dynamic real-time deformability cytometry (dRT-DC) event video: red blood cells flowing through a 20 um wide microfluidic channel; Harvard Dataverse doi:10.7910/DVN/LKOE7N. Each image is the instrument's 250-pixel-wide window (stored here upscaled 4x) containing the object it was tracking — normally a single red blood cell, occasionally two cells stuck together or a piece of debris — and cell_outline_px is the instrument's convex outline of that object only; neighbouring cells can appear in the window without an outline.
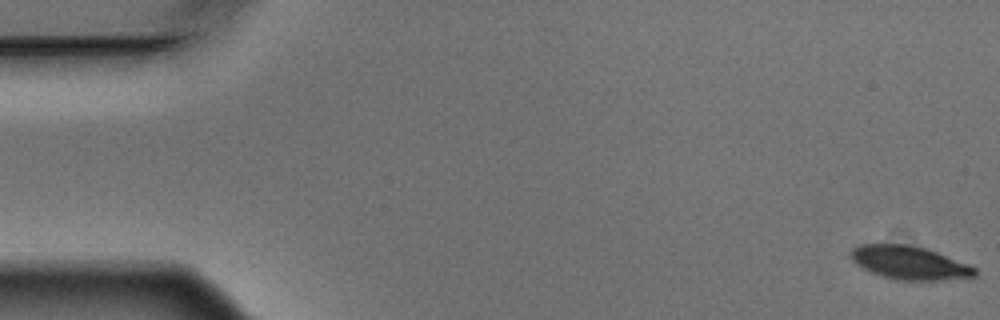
{"species": "Egyptian fruit bat (a non-hibernating species)", "species_latin": "Rousettus aegyptiacus", "temperature_condition": "warm", "stored_images_in_passage": 5, "camera_frame_rate_fps": 3000, "um_per_image_px": 0.085, "animal": {"sex": "male"}, "frame": {"image": 1, "passage_image": 1, "time_ms": 0.0, "image_size_px": [1000, 320], "cell_outline_px": [[976, 276], [940, 280], [896, 280], [872, 272], [856, 264], [852, 260], [848, 252], [852, 248], [860, 244], [908, 244], [924, 248], [936, 252], [968, 264], [976, 268]], "centroid_in_image_um": [77.27, 22.32], "position_along_channel_um": 7.7, "area_um2": 23.93}}
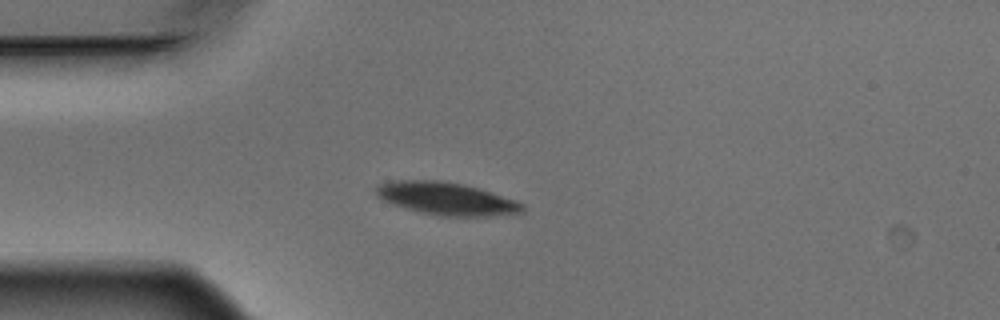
{"frame": {"image": 2, "passage_image": 5, "time_ms": 1.333, "image_size_px": [1000, 320], "cell_outline_px": [[524, 212], [508, 216], [440, 216], [420, 212], [392, 204], [376, 196], [376, 184], [388, 180], [440, 180], [464, 184], [480, 188], [516, 200], [524, 204]], "centroid_in_image_um": [37.98, 16.88], "position_along_channel_um": 47.0, "area_um2": 28.38}}